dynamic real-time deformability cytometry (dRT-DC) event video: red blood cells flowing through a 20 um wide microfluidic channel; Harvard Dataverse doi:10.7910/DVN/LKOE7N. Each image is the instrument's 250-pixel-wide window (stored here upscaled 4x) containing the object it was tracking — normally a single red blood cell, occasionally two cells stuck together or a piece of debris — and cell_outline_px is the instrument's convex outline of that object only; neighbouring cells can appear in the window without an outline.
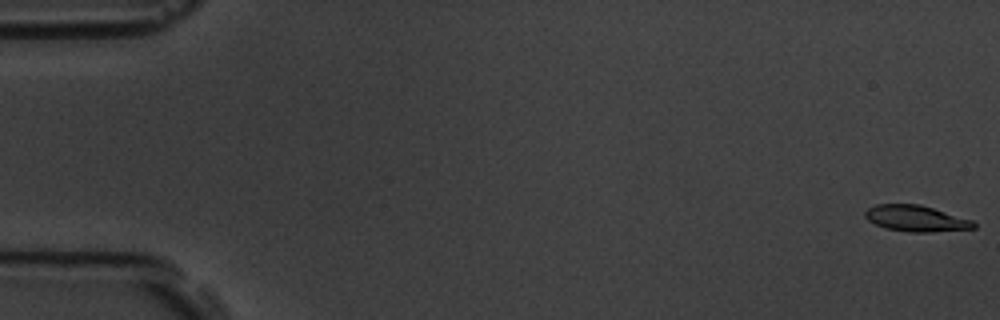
{"species": "common noctule bat (a hibernating species)", "species_latin": "Nyctalus noctula", "temperature_condition": "room temperature", "stored_images_in_passage": 5, "camera_frame_rate_fps": 3000, "um_per_image_px": 0.085, "animal": {"sex": "male", "body_mass_g": 19.5, "forearm_length_mm": 54.6}, "frame": {"image": 1, "passage_image": 1, "time_ms": 0.0, "image_size_px": [1000, 320], "cell_outline_px": [[976, 228], [932, 232], [908, 232], [884, 228], [868, 220], [864, 216], [864, 212], [868, 208], [876, 204], [920, 204], [972, 220], [976, 224]], "centroid_in_image_um": [77.84, 18.57], "position_along_channel_um": 7.2, "area_um2": 16.53}}
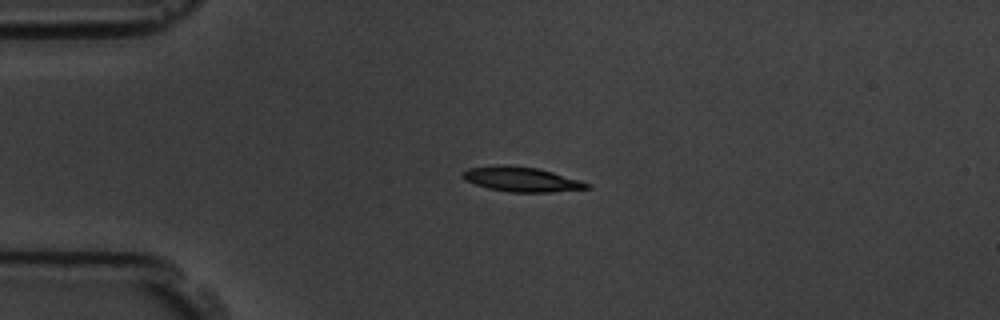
{"frame": {"image": 2, "passage_image": 4, "time_ms": 4.333, "image_size_px": [1000, 320], "cell_outline_px": [[592, 188], [552, 192], [508, 192], [488, 188], [464, 180], [460, 176], [468, 168], [496, 164], [508, 164], [536, 168], [552, 172], [580, 180], [588, 184]], "centroid_in_image_um": [44.28, 15.23], "position_along_channel_um": 40.7, "area_um2": 17.98}}